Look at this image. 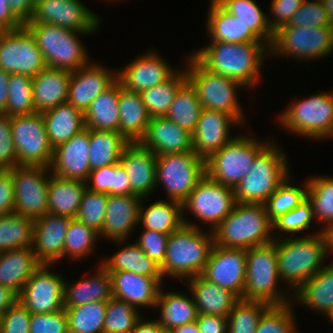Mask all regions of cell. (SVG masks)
I'll list each match as a JSON object with an SVG mask.
<instances>
[{"instance_id": "obj_26", "label": "cell", "mask_w": 333, "mask_h": 333, "mask_svg": "<svg viewBox=\"0 0 333 333\" xmlns=\"http://www.w3.org/2000/svg\"><path fill=\"white\" fill-rule=\"evenodd\" d=\"M141 200L136 195H108L104 225L99 236L118 244L126 241L133 227L139 223Z\"/></svg>"}, {"instance_id": "obj_44", "label": "cell", "mask_w": 333, "mask_h": 333, "mask_svg": "<svg viewBox=\"0 0 333 333\" xmlns=\"http://www.w3.org/2000/svg\"><path fill=\"white\" fill-rule=\"evenodd\" d=\"M35 221L10 213L0 216V252L16 248H32Z\"/></svg>"}, {"instance_id": "obj_28", "label": "cell", "mask_w": 333, "mask_h": 333, "mask_svg": "<svg viewBox=\"0 0 333 333\" xmlns=\"http://www.w3.org/2000/svg\"><path fill=\"white\" fill-rule=\"evenodd\" d=\"M110 275L113 297L136 308L155 307L163 277H147L129 271H114Z\"/></svg>"}, {"instance_id": "obj_9", "label": "cell", "mask_w": 333, "mask_h": 333, "mask_svg": "<svg viewBox=\"0 0 333 333\" xmlns=\"http://www.w3.org/2000/svg\"><path fill=\"white\" fill-rule=\"evenodd\" d=\"M280 124L302 137L324 139L333 136V92L312 95L291 103L282 115Z\"/></svg>"}, {"instance_id": "obj_3", "label": "cell", "mask_w": 333, "mask_h": 333, "mask_svg": "<svg viewBox=\"0 0 333 333\" xmlns=\"http://www.w3.org/2000/svg\"><path fill=\"white\" fill-rule=\"evenodd\" d=\"M272 221L264 204L236 202L232 212L213 231L216 245L249 249L272 243Z\"/></svg>"}, {"instance_id": "obj_20", "label": "cell", "mask_w": 333, "mask_h": 333, "mask_svg": "<svg viewBox=\"0 0 333 333\" xmlns=\"http://www.w3.org/2000/svg\"><path fill=\"white\" fill-rule=\"evenodd\" d=\"M89 128L83 129L70 140L53 149L51 174L71 180L86 182L90 174Z\"/></svg>"}, {"instance_id": "obj_11", "label": "cell", "mask_w": 333, "mask_h": 333, "mask_svg": "<svg viewBox=\"0 0 333 333\" xmlns=\"http://www.w3.org/2000/svg\"><path fill=\"white\" fill-rule=\"evenodd\" d=\"M206 175V161L193 151L156 157V184L163 183L169 200L183 203Z\"/></svg>"}, {"instance_id": "obj_24", "label": "cell", "mask_w": 333, "mask_h": 333, "mask_svg": "<svg viewBox=\"0 0 333 333\" xmlns=\"http://www.w3.org/2000/svg\"><path fill=\"white\" fill-rule=\"evenodd\" d=\"M72 218L47 213L35 219L33 251L40 264L63 258L65 236Z\"/></svg>"}, {"instance_id": "obj_8", "label": "cell", "mask_w": 333, "mask_h": 333, "mask_svg": "<svg viewBox=\"0 0 333 333\" xmlns=\"http://www.w3.org/2000/svg\"><path fill=\"white\" fill-rule=\"evenodd\" d=\"M187 60V79L194 86L203 109L225 112L238 123H244L243 110L235 92L245 86L236 80L207 70L192 55L187 57Z\"/></svg>"}, {"instance_id": "obj_36", "label": "cell", "mask_w": 333, "mask_h": 333, "mask_svg": "<svg viewBox=\"0 0 333 333\" xmlns=\"http://www.w3.org/2000/svg\"><path fill=\"white\" fill-rule=\"evenodd\" d=\"M111 297V275L101 264L96 274L90 278L82 279L73 285L64 281V307L108 301Z\"/></svg>"}, {"instance_id": "obj_52", "label": "cell", "mask_w": 333, "mask_h": 333, "mask_svg": "<svg viewBox=\"0 0 333 333\" xmlns=\"http://www.w3.org/2000/svg\"><path fill=\"white\" fill-rule=\"evenodd\" d=\"M137 310L126 301L111 297L107 301L103 333H130L141 318Z\"/></svg>"}, {"instance_id": "obj_51", "label": "cell", "mask_w": 333, "mask_h": 333, "mask_svg": "<svg viewBox=\"0 0 333 333\" xmlns=\"http://www.w3.org/2000/svg\"><path fill=\"white\" fill-rule=\"evenodd\" d=\"M288 176L263 203L268 218L273 221L278 216L289 212L307 198L308 183L304 187L289 184Z\"/></svg>"}, {"instance_id": "obj_42", "label": "cell", "mask_w": 333, "mask_h": 333, "mask_svg": "<svg viewBox=\"0 0 333 333\" xmlns=\"http://www.w3.org/2000/svg\"><path fill=\"white\" fill-rule=\"evenodd\" d=\"M100 264L109 272L129 271L147 277H163L160 266L136 244H129Z\"/></svg>"}, {"instance_id": "obj_16", "label": "cell", "mask_w": 333, "mask_h": 333, "mask_svg": "<svg viewBox=\"0 0 333 333\" xmlns=\"http://www.w3.org/2000/svg\"><path fill=\"white\" fill-rule=\"evenodd\" d=\"M46 67L35 37L25 26L9 30L0 40V69L33 78Z\"/></svg>"}, {"instance_id": "obj_62", "label": "cell", "mask_w": 333, "mask_h": 333, "mask_svg": "<svg viewBox=\"0 0 333 333\" xmlns=\"http://www.w3.org/2000/svg\"><path fill=\"white\" fill-rule=\"evenodd\" d=\"M114 180L115 164H112L90 171L89 177L86 181V188L93 192L114 195Z\"/></svg>"}, {"instance_id": "obj_77", "label": "cell", "mask_w": 333, "mask_h": 333, "mask_svg": "<svg viewBox=\"0 0 333 333\" xmlns=\"http://www.w3.org/2000/svg\"><path fill=\"white\" fill-rule=\"evenodd\" d=\"M160 333H172V332L168 330H162Z\"/></svg>"}, {"instance_id": "obj_60", "label": "cell", "mask_w": 333, "mask_h": 333, "mask_svg": "<svg viewBox=\"0 0 333 333\" xmlns=\"http://www.w3.org/2000/svg\"><path fill=\"white\" fill-rule=\"evenodd\" d=\"M136 244L156 264L161 266L166 256L168 234L144 229Z\"/></svg>"}, {"instance_id": "obj_74", "label": "cell", "mask_w": 333, "mask_h": 333, "mask_svg": "<svg viewBox=\"0 0 333 333\" xmlns=\"http://www.w3.org/2000/svg\"><path fill=\"white\" fill-rule=\"evenodd\" d=\"M333 26V0H321Z\"/></svg>"}, {"instance_id": "obj_75", "label": "cell", "mask_w": 333, "mask_h": 333, "mask_svg": "<svg viewBox=\"0 0 333 333\" xmlns=\"http://www.w3.org/2000/svg\"><path fill=\"white\" fill-rule=\"evenodd\" d=\"M9 30L0 23V40L3 38V36L8 32Z\"/></svg>"}, {"instance_id": "obj_73", "label": "cell", "mask_w": 333, "mask_h": 333, "mask_svg": "<svg viewBox=\"0 0 333 333\" xmlns=\"http://www.w3.org/2000/svg\"><path fill=\"white\" fill-rule=\"evenodd\" d=\"M172 333H199L198 325L196 321L189 322L187 324L175 327L170 330Z\"/></svg>"}, {"instance_id": "obj_54", "label": "cell", "mask_w": 333, "mask_h": 333, "mask_svg": "<svg viewBox=\"0 0 333 333\" xmlns=\"http://www.w3.org/2000/svg\"><path fill=\"white\" fill-rule=\"evenodd\" d=\"M108 194L84 191L76 219L100 233L104 225Z\"/></svg>"}, {"instance_id": "obj_65", "label": "cell", "mask_w": 333, "mask_h": 333, "mask_svg": "<svg viewBox=\"0 0 333 333\" xmlns=\"http://www.w3.org/2000/svg\"><path fill=\"white\" fill-rule=\"evenodd\" d=\"M199 333H227V317L198 314L196 319Z\"/></svg>"}, {"instance_id": "obj_40", "label": "cell", "mask_w": 333, "mask_h": 333, "mask_svg": "<svg viewBox=\"0 0 333 333\" xmlns=\"http://www.w3.org/2000/svg\"><path fill=\"white\" fill-rule=\"evenodd\" d=\"M89 140L91 171L119 163L123 149L129 144L119 132L111 130L89 129Z\"/></svg>"}, {"instance_id": "obj_53", "label": "cell", "mask_w": 333, "mask_h": 333, "mask_svg": "<svg viewBox=\"0 0 333 333\" xmlns=\"http://www.w3.org/2000/svg\"><path fill=\"white\" fill-rule=\"evenodd\" d=\"M98 237L99 233L94 229L72 218L65 236L63 258L68 255L69 258L77 260L88 256Z\"/></svg>"}, {"instance_id": "obj_56", "label": "cell", "mask_w": 333, "mask_h": 333, "mask_svg": "<svg viewBox=\"0 0 333 333\" xmlns=\"http://www.w3.org/2000/svg\"><path fill=\"white\" fill-rule=\"evenodd\" d=\"M313 206L308 197L298 206L289 212L278 216L272 221V229L288 233H298L310 228L311 222L314 220Z\"/></svg>"}, {"instance_id": "obj_15", "label": "cell", "mask_w": 333, "mask_h": 333, "mask_svg": "<svg viewBox=\"0 0 333 333\" xmlns=\"http://www.w3.org/2000/svg\"><path fill=\"white\" fill-rule=\"evenodd\" d=\"M236 204L234 189L211 179L207 174L182 203L200 221L212 225V230L232 212Z\"/></svg>"}, {"instance_id": "obj_55", "label": "cell", "mask_w": 333, "mask_h": 333, "mask_svg": "<svg viewBox=\"0 0 333 333\" xmlns=\"http://www.w3.org/2000/svg\"><path fill=\"white\" fill-rule=\"evenodd\" d=\"M291 306L271 305L261 316L255 333H297Z\"/></svg>"}, {"instance_id": "obj_57", "label": "cell", "mask_w": 333, "mask_h": 333, "mask_svg": "<svg viewBox=\"0 0 333 333\" xmlns=\"http://www.w3.org/2000/svg\"><path fill=\"white\" fill-rule=\"evenodd\" d=\"M283 26L298 27H333L321 0H305L288 24Z\"/></svg>"}, {"instance_id": "obj_63", "label": "cell", "mask_w": 333, "mask_h": 333, "mask_svg": "<svg viewBox=\"0 0 333 333\" xmlns=\"http://www.w3.org/2000/svg\"><path fill=\"white\" fill-rule=\"evenodd\" d=\"M304 2L305 0H272L270 7H272L271 13L274 21L268 20L271 29L275 32L281 26L288 24L292 15L301 8Z\"/></svg>"}, {"instance_id": "obj_61", "label": "cell", "mask_w": 333, "mask_h": 333, "mask_svg": "<svg viewBox=\"0 0 333 333\" xmlns=\"http://www.w3.org/2000/svg\"><path fill=\"white\" fill-rule=\"evenodd\" d=\"M31 313L17 301L2 315L1 333H30Z\"/></svg>"}, {"instance_id": "obj_72", "label": "cell", "mask_w": 333, "mask_h": 333, "mask_svg": "<svg viewBox=\"0 0 333 333\" xmlns=\"http://www.w3.org/2000/svg\"><path fill=\"white\" fill-rule=\"evenodd\" d=\"M321 233L325 239L327 252H333V222L325 226Z\"/></svg>"}, {"instance_id": "obj_4", "label": "cell", "mask_w": 333, "mask_h": 333, "mask_svg": "<svg viewBox=\"0 0 333 333\" xmlns=\"http://www.w3.org/2000/svg\"><path fill=\"white\" fill-rule=\"evenodd\" d=\"M321 232L307 237L279 236L276 239L279 275L281 281L290 285L288 288L296 291L324 267L321 264L328 252Z\"/></svg>"}, {"instance_id": "obj_21", "label": "cell", "mask_w": 333, "mask_h": 333, "mask_svg": "<svg viewBox=\"0 0 333 333\" xmlns=\"http://www.w3.org/2000/svg\"><path fill=\"white\" fill-rule=\"evenodd\" d=\"M233 124L237 125L238 122L231 115L203 109L192 133L193 152L199 158L208 160L234 138L229 136Z\"/></svg>"}, {"instance_id": "obj_67", "label": "cell", "mask_w": 333, "mask_h": 333, "mask_svg": "<svg viewBox=\"0 0 333 333\" xmlns=\"http://www.w3.org/2000/svg\"><path fill=\"white\" fill-rule=\"evenodd\" d=\"M114 195H131L128 176L120 163L115 164Z\"/></svg>"}, {"instance_id": "obj_69", "label": "cell", "mask_w": 333, "mask_h": 333, "mask_svg": "<svg viewBox=\"0 0 333 333\" xmlns=\"http://www.w3.org/2000/svg\"><path fill=\"white\" fill-rule=\"evenodd\" d=\"M18 301V294L7 286L0 285V315Z\"/></svg>"}, {"instance_id": "obj_12", "label": "cell", "mask_w": 333, "mask_h": 333, "mask_svg": "<svg viewBox=\"0 0 333 333\" xmlns=\"http://www.w3.org/2000/svg\"><path fill=\"white\" fill-rule=\"evenodd\" d=\"M18 166L50 167L53 157L41 112L11 116Z\"/></svg>"}, {"instance_id": "obj_76", "label": "cell", "mask_w": 333, "mask_h": 333, "mask_svg": "<svg viewBox=\"0 0 333 333\" xmlns=\"http://www.w3.org/2000/svg\"><path fill=\"white\" fill-rule=\"evenodd\" d=\"M1 330H2V315H0V333H1Z\"/></svg>"}, {"instance_id": "obj_45", "label": "cell", "mask_w": 333, "mask_h": 333, "mask_svg": "<svg viewBox=\"0 0 333 333\" xmlns=\"http://www.w3.org/2000/svg\"><path fill=\"white\" fill-rule=\"evenodd\" d=\"M225 10L249 26L263 41L271 45L274 31L269 25V17L261 11L254 0H216Z\"/></svg>"}, {"instance_id": "obj_13", "label": "cell", "mask_w": 333, "mask_h": 333, "mask_svg": "<svg viewBox=\"0 0 333 333\" xmlns=\"http://www.w3.org/2000/svg\"><path fill=\"white\" fill-rule=\"evenodd\" d=\"M269 49L270 53L302 60L322 58L333 50V27L281 26L274 32Z\"/></svg>"}, {"instance_id": "obj_30", "label": "cell", "mask_w": 333, "mask_h": 333, "mask_svg": "<svg viewBox=\"0 0 333 333\" xmlns=\"http://www.w3.org/2000/svg\"><path fill=\"white\" fill-rule=\"evenodd\" d=\"M208 14V33L212 42H264L249 26L211 0Z\"/></svg>"}, {"instance_id": "obj_58", "label": "cell", "mask_w": 333, "mask_h": 333, "mask_svg": "<svg viewBox=\"0 0 333 333\" xmlns=\"http://www.w3.org/2000/svg\"><path fill=\"white\" fill-rule=\"evenodd\" d=\"M30 333H69L65 309L54 313L31 314Z\"/></svg>"}, {"instance_id": "obj_47", "label": "cell", "mask_w": 333, "mask_h": 333, "mask_svg": "<svg viewBox=\"0 0 333 333\" xmlns=\"http://www.w3.org/2000/svg\"><path fill=\"white\" fill-rule=\"evenodd\" d=\"M107 301L64 307L69 333H103Z\"/></svg>"}, {"instance_id": "obj_37", "label": "cell", "mask_w": 333, "mask_h": 333, "mask_svg": "<svg viewBox=\"0 0 333 333\" xmlns=\"http://www.w3.org/2000/svg\"><path fill=\"white\" fill-rule=\"evenodd\" d=\"M86 182L50 175L48 182V213L76 218Z\"/></svg>"}, {"instance_id": "obj_64", "label": "cell", "mask_w": 333, "mask_h": 333, "mask_svg": "<svg viewBox=\"0 0 333 333\" xmlns=\"http://www.w3.org/2000/svg\"><path fill=\"white\" fill-rule=\"evenodd\" d=\"M14 211V187L10 170H0V216Z\"/></svg>"}, {"instance_id": "obj_35", "label": "cell", "mask_w": 333, "mask_h": 333, "mask_svg": "<svg viewBox=\"0 0 333 333\" xmlns=\"http://www.w3.org/2000/svg\"><path fill=\"white\" fill-rule=\"evenodd\" d=\"M293 294L298 303L317 312L333 316V263L324 265L314 276L302 284Z\"/></svg>"}, {"instance_id": "obj_31", "label": "cell", "mask_w": 333, "mask_h": 333, "mask_svg": "<svg viewBox=\"0 0 333 333\" xmlns=\"http://www.w3.org/2000/svg\"><path fill=\"white\" fill-rule=\"evenodd\" d=\"M119 133L129 142H139L151 119L140 93L125 90L120 83Z\"/></svg>"}, {"instance_id": "obj_14", "label": "cell", "mask_w": 333, "mask_h": 333, "mask_svg": "<svg viewBox=\"0 0 333 333\" xmlns=\"http://www.w3.org/2000/svg\"><path fill=\"white\" fill-rule=\"evenodd\" d=\"M50 169L43 166H16L11 169L14 211L33 220L48 213ZM49 172V173H48ZM47 176V177H46Z\"/></svg>"}, {"instance_id": "obj_46", "label": "cell", "mask_w": 333, "mask_h": 333, "mask_svg": "<svg viewBox=\"0 0 333 333\" xmlns=\"http://www.w3.org/2000/svg\"><path fill=\"white\" fill-rule=\"evenodd\" d=\"M186 80L185 69L176 71L165 82L140 93L151 118L165 117L167 115L177 90Z\"/></svg>"}, {"instance_id": "obj_50", "label": "cell", "mask_w": 333, "mask_h": 333, "mask_svg": "<svg viewBox=\"0 0 333 333\" xmlns=\"http://www.w3.org/2000/svg\"><path fill=\"white\" fill-rule=\"evenodd\" d=\"M8 95L4 114L14 116L36 112L33 102L32 77L24 74H10Z\"/></svg>"}, {"instance_id": "obj_22", "label": "cell", "mask_w": 333, "mask_h": 333, "mask_svg": "<svg viewBox=\"0 0 333 333\" xmlns=\"http://www.w3.org/2000/svg\"><path fill=\"white\" fill-rule=\"evenodd\" d=\"M117 80V72L88 63L71 72L67 102L83 113L91 102Z\"/></svg>"}, {"instance_id": "obj_41", "label": "cell", "mask_w": 333, "mask_h": 333, "mask_svg": "<svg viewBox=\"0 0 333 333\" xmlns=\"http://www.w3.org/2000/svg\"><path fill=\"white\" fill-rule=\"evenodd\" d=\"M191 297L179 294V292L165 293L162 288L160 289L155 307H161V317L157 322L161 325L162 330L170 331L175 327L196 321L198 311L193 296Z\"/></svg>"}, {"instance_id": "obj_1", "label": "cell", "mask_w": 333, "mask_h": 333, "mask_svg": "<svg viewBox=\"0 0 333 333\" xmlns=\"http://www.w3.org/2000/svg\"><path fill=\"white\" fill-rule=\"evenodd\" d=\"M268 51L269 45L263 42H212L191 55L207 70L249 87L258 83L263 57Z\"/></svg>"}, {"instance_id": "obj_29", "label": "cell", "mask_w": 333, "mask_h": 333, "mask_svg": "<svg viewBox=\"0 0 333 333\" xmlns=\"http://www.w3.org/2000/svg\"><path fill=\"white\" fill-rule=\"evenodd\" d=\"M71 72L46 67L32 78L36 112H44L67 102Z\"/></svg>"}, {"instance_id": "obj_49", "label": "cell", "mask_w": 333, "mask_h": 333, "mask_svg": "<svg viewBox=\"0 0 333 333\" xmlns=\"http://www.w3.org/2000/svg\"><path fill=\"white\" fill-rule=\"evenodd\" d=\"M307 183V197L312 203L314 217L327 226L333 222V177H312Z\"/></svg>"}, {"instance_id": "obj_6", "label": "cell", "mask_w": 333, "mask_h": 333, "mask_svg": "<svg viewBox=\"0 0 333 333\" xmlns=\"http://www.w3.org/2000/svg\"><path fill=\"white\" fill-rule=\"evenodd\" d=\"M24 26L35 37L48 68L72 72L90 63L85 46L77 36L84 33L47 23H26Z\"/></svg>"}, {"instance_id": "obj_48", "label": "cell", "mask_w": 333, "mask_h": 333, "mask_svg": "<svg viewBox=\"0 0 333 333\" xmlns=\"http://www.w3.org/2000/svg\"><path fill=\"white\" fill-rule=\"evenodd\" d=\"M270 306L265 301L239 299L227 315V333H255L261 316Z\"/></svg>"}, {"instance_id": "obj_17", "label": "cell", "mask_w": 333, "mask_h": 333, "mask_svg": "<svg viewBox=\"0 0 333 333\" xmlns=\"http://www.w3.org/2000/svg\"><path fill=\"white\" fill-rule=\"evenodd\" d=\"M41 264L31 275L18 301L31 313H54L64 309V279Z\"/></svg>"}, {"instance_id": "obj_18", "label": "cell", "mask_w": 333, "mask_h": 333, "mask_svg": "<svg viewBox=\"0 0 333 333\" xmlns=\"http://www.w3.org/2000/svg\"><path fill=\"white\" fill-rule=\"evenodd\" d=\"M28 23H47L89 34L98 29L100 21L80 0H35Z\"/></svg>"}, {"instance_id": "obj_38", "label": "cell", "mask_w": 333, "mask_h": 333, "mask_svg": "<svg viewBox=\"0 0 333 333\" xmlns=\"http://www.w3.org/2000/svg\"><path fill=\"white\" fill-rule=\"evenodd\" d=\"M120 82L116 80L99 94L84 113L85 128L119 132Z\"/></svg>"}, {"instance_id": "obj_19", "label": "cell", "mask_w": 333, "mask_h": 333, "mask_svg": "<svg viewBox=\"0 0 333 333\" xmlns=\"http://www.w3.org/2000/svg\"><path fill=\"white\" fill-rule=\"evenodd\" d=\"M201 276L243 299L246 283V249L214 244Z\"/></svg>"}, {"instance_id": "obj_59", "label": "cell", "mask_w": 333, "mask_h": 333, "mask_svg": "<svg viewBox=\"0 0 333 333\" xmlns=\"http://www.w3.org/2000/svg\"><path fill=\"white\" fill-rule=\"evenodd\" d=\"M18 166L11 132V116L0 113V170H10Z\"/></svg>"}, {"instance_id": "obj_10", "label": "cell", "mask_w": 333, "mask_h": 333, "mask_svg": "<svg viewBox=\"0 0 333 333\" xmlns=\"http://www.w3.org/2000/svg\"><path fill=\"white\" fill-rule=\"evenodd\" d=\"M249 136H235L206 160V174L216 182L235 188L247 175L256 156L270 143Z\"/></svg>"}, {"instance_id": "obj_68", "label": "cell", "mask_w": 333, "mask_h": 333, "mask_svg": "<svg viewBox=\"0 0 333 333\" xmlns=\"http://www.w3.org/2000/svg\"><path fill=\"white\" fill-rule=\"evenodd\" d=\"M0 23L8 30H17L24 26L11 12L7 0H0Z\"/></svg>"}, {"instance_id": "obj_70", "label": "cell", "mask_w": 333, "mask_h": 333, "mask_svg": "<svg viewBox=\"0 0 333 333\" xmlns=\"http://www.w3.org/2000/svg\"><path fill=\"white\" fill-rule=\"evenodd\" d=\"M10 73L0 69V113H4L8 101V82Z\"/></svg>"}, {"instance_id": "obj_71", "label": "cell", "mask_w": 333, "mask_h": 333, "mask_svg": "<svg viewBox=\"0 0 333 333\" xmlns=\"http://www.w3.org/2000/svg\"><path fill=\"white\" fill-rule=\"evenodd\" d=\"M140 318L130 333H160L161 325L156 321H145Z\"/></svg>"}, {"instance_id": "obj_27", "label": "cell", "mask_w": 333, "mask_h": 333, "mask_svg": "<svg viewBox=\"0 0 333 333\" xmlns=\"http://www.w3.org/2000/svg\"><path fill=\"white\" fill-rule=\"evenodd\" d=\"M139 143L156 155L193 151L192 133L166 117L151 118Z\"/></svg>"}, {"instance_id": "obj_43", "label": "cell", "mask_w": 333, "mask_h": 333, "mask_svg": "<svg viewBox=\"0 0 333 333\" xmlns=\"http://www.w3.org/2000/svg\"><path fill=\"white\" fill-rule=\"evenodd\" d=\"M203 106L194 86L187 79L177 90L170 109L165 116L179 127L193 133Z\"/></svg>"}, {"instance_id": "obj_33", "label": "cell", "mask_w": 333, "mask_h": 333, "mask_svg": "<svg viewBox=\"0 0 333 333\" xmlns=\"http://www.w3.org/2000/svg\"><path fill=\"white\" fill-rule=\"evenodd\" d=\"M40 265L33 248H16L0 252V285L7 286L19 294Z\"/></svg>"}, {"instance_id": "obj_66", "label": "cell", "mask_w": 333, "mask_h": 333, "mask_svg": "<svg viewBox=\"0 0 333 333\" xmlns=\"http://www.w3.org/2000/svg\"><path fill=\"white\" fill-rule=\"evenodd\" d=\"M13 15L23 24L31 21L35 0H7Z\"/></svg>"}, {"instance_id": "obj_7", "label": "cell", "mask_w": 333, "mask_h": 333, "mask_svg": "<svg viewBox=\"0 0 333 333\" xmlns=\"http://www.w3.org/2000/svg\"><path fill=\"white\" fill-rule=\"evenodd\" d=\"M280 279L276 239L272 243L252 247L246 250V283L244 300H260L271 305L290 303L280 293L277 284Z\"/></svg>"}, {"instance_id": "obj_23", "label": "cell", "mask_w": 333, "mask_h": 333, "mask_svg": "<svg viewBox=\"0 0 333 333\" xmlns=\"http://www.w3.org/2000/svg\"><path fill=\"white\" fill-rule=\"evenodd\" d=\"M177 70L154 51L140 56L124 69L117 71V80L125 90L141 93L168 80Z\"/></svg>"}, {"instance_id": "obj_25", "label": "cell", "mask_w": 333, "mask_h": 333, "mask_svg": "<svg viewBox=\"0 0 333 333\" xmlns=\"http://www.w3.org/2000/svg\"><path fill=\"white\" fill-rule=\"evenodd\" d=\"M157 155L139 142L129 143L119 163L123 166L131 185V195L144 199L158 186L156 184Z\"/></svg>"}, {"instance_id": "obj_2", "label": "cell", "mask_w": 333, "mask_h": 333, "mask_svg": "<svg viewBox=\"0 0 333 333\" xmlns=\"http://www.w3.org/2000/svg\"><path fill=\"white\" fill-rule=\"evenodd\" d=\"M183 222L178 230L169 234L166 256L160 269L163 278L168 274L186 285L183 278L202 274L215 242L213 231L212 234H204L185 218Z\"/></svg>"}, {"instance_id": "obj_32", "label": "cell", "mask_w": 333, "mask_h": 333, "mask_svg": "<svg viewBox=\"0 0 333 333\" xmlns=\"http://www.w3.org/2000/svg\"><path fill=\"white\" fill-rule=\"evenodd\" d=\"M198 314L226 316L239 298L229 290L207 281L201 275L188 279Z\"/></svg>"}, {"instance_id": "obj_39", "label": "cell", "mask_w": 333, "mask_h": 333, "mask_svg": "<svg viewBox=\"0 0 333 333\" xmlns=\"http://www.w3.org/2000/svg\"><path fill=\"white\" fill-rule=\"evenodd\" d=\"M141 200L139 207V222L144 229L171 234L183 224L182 203L176 200L153 202L148 208H144Z\"/></svg>"}, {"instance_id": "obj_34", "label": "cell", "mask_w": 333, "mask_h": 333, "mask_svg": "<svg viewBox=\"0 0 333 333\" xmlns=\"http://www.w3.org/2000/svg\"><path fill=\"white\" fill-rule=\"evenodd\" d=\"M46 133L53 148L85 129L84 113L64 102L42 112Z\"/></svg>"}, {"instance_id": "obj_5", "label": "cell", "mask_w": 333, "mask_h": 333, "mask_svg": "<svg viewBox=\"0 0 333 333\" xmlns=\"http://www.w3.org/2000/svg\"><path fill=\"white\" fill-rule=\"evenodd\" d=\"M284 154L271 141L256 156L247 175L234 188L236 202L263 204L289 176Z\"/></svg>"}]
</instances>
